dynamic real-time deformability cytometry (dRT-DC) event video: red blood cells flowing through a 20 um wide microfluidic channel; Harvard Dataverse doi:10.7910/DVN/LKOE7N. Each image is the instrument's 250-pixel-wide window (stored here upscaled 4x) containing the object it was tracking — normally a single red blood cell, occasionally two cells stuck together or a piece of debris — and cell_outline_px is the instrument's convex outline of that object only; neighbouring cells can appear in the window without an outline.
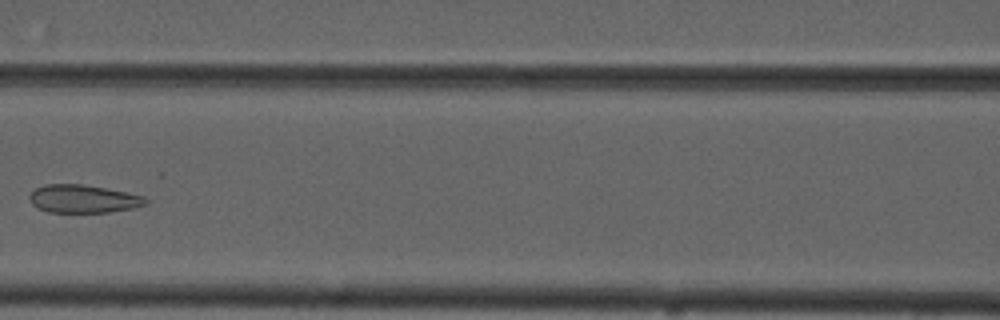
{"species": "common noctule bat (a hibernating species)", "species_latin": "Nyctalus noctula", "temperature_condition": "cold", "stored_images_in_passage": 6, "camera_frame_rate_fps": 3000, "um_per_image_px": 0.085, "animal": {"sex": "male", "forearm_length_mm": 52.5}, "frame": {"image": 1, "passage_image": 6, "time_ms": 6.0, "image_size_px": [1000, 320], "cell_outline_px": [[148, 204], [132, 208], [108, 212], [48, 212], [32, 204], [28, 196], [36, 188], [44, 184], [84, 184], [144, 196], [148, 200]], "centroid_in_image_um": [7.07, 16.9], "position_along_channel_um": 159.5, "area_um2": 18.84}}